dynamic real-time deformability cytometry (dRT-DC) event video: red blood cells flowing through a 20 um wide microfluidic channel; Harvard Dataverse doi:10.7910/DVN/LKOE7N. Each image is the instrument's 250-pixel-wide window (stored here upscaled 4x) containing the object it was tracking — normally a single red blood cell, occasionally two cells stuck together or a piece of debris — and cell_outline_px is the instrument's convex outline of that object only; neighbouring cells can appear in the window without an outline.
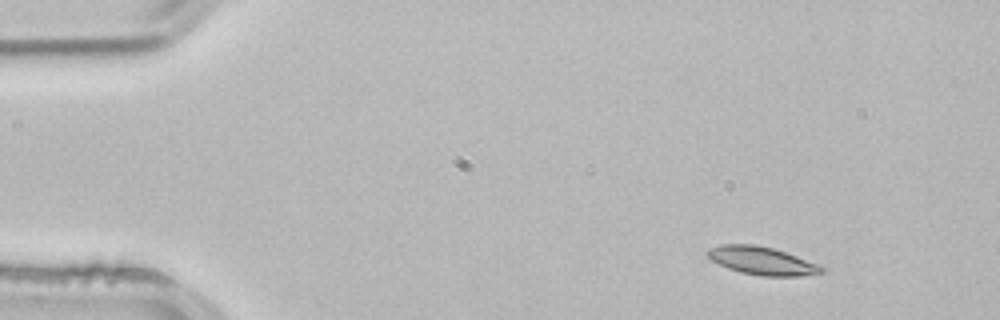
{"species": "common noctule bat (a hibernating species)", "species_latin": "Nyctalus noctula", "temperature_condition": "room temperature", "stored_images_in_passage": 3, "camera_frame_rate_fps": 3000, "um_per_image_px": 0.085, "animal": {"sex": "male", "body_mass_g": 21.5, "forearm_length_mm": 52.0}, "frame": {"image": 1, "passage_image": 1, "time_ms": 0.0, "image_size_px": [1000, 320], "cell_outline_px": [[824, 272], [800, 276], [760, 276], [740, 272], [728, 268], [704, 256], [704, 252], [708, 248], [720, 244], [756, 244], [772, 248], [820, 264], [824, 268]], "centroid_in_image_um": [64.71, 22.16], "position_along_channel_um": 20.3, "area_um2": 18.79}}
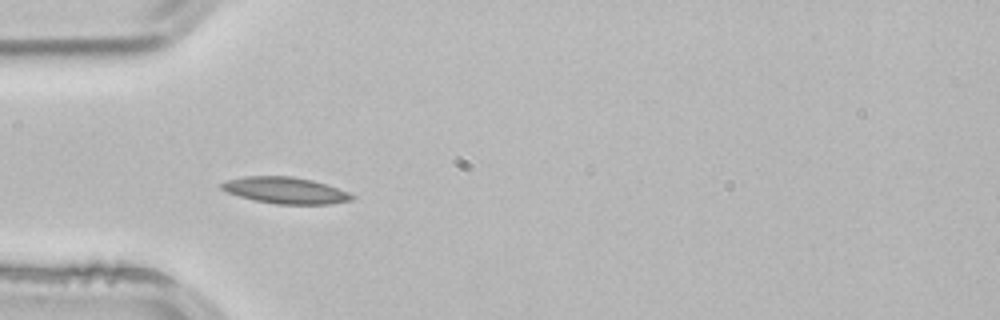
{"frame": {"image": 2, "passage_image": 3, "time_ms": 0.667, "image_size_px": [1000, 320], "cell_outline_px": [[356, 196], [352, 200], [332, 204], [276, 204], [256, 200], [240, 196], [228, 192], [220, 188], [220, 184], [228, 180], [244, 176], [292, 176], [312, 180], [348, 192]], "centroid_in_image_um": [24.27, 16.18], "position_along_channel_um": 60.7, "area_um2": 19.88}}